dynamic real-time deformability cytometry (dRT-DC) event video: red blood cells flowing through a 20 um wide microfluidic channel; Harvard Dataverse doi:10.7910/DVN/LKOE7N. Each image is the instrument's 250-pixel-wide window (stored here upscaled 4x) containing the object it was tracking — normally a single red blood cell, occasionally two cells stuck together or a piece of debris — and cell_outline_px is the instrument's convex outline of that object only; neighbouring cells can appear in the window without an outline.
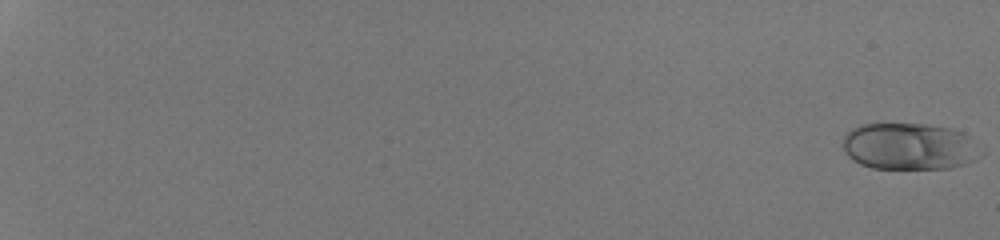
{"species": "human", "species_latin": "Homo sapiens", "temperature_condition": "room temperature", "stored_images_in_passage": 54, "camera_frame_rate_fps": 3000, "um_per_image_px": 0.085, "donor": {"sex": "male"}, "frame": {"image": 1, "passage_image": 1, "time_ms": 0.0, "image_size_px": [1000, 240], "cell_outline_px": [[984, 152], [976, 160], [964, 164], [948, 168], [872, 168], [860, 164], [852, 160], [844, 152], [844, 136], [852, 128], [860, 124], [924, 124], [952, 128], [960, 132]], "centroid_in_image_um": [77.26, 12.45], "position_along_channel_um": 7.7, "area_um2": 37.4}}
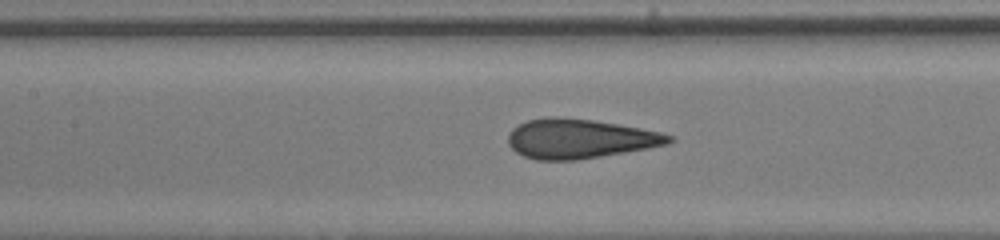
{"frame": {"image": 2, "passage_image": 31, "time_ms": 10.0, "image_size_px": [1000, 240], "cell_outline_px": [[676, 140], [668, 144], [648, 148], [576, 160], [536, 160], [524, 156], [516, 152], [508, 144], [508, 136], [512, 128], [528, 120], [552, 116], [556, 116], [592, 120], [640, 128], [660, 132], [672, 136]], "centroid_in_image_um": [49.26, 11.79], "position_along_channel_um": 158.1, "area_um2": 36.76}}
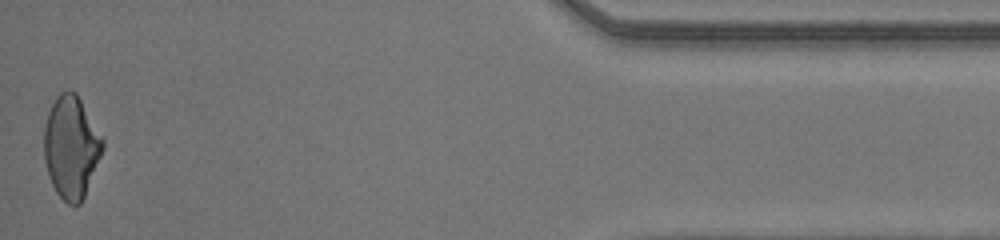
{"frame": {"image": 3, "passage_image": 54, "time_ms": 17.667, "image_size_px": [1000, 240], "cell_outline_px": [[104, 148], [84, 196], [80, 204], [68, 204], [56, 192], [48, 176], [44, 160], [44, 128], [48, 112], [56, 96], [60, 92], [68, 88], [76, 92], [104, 136]], "centroid_in_image_um": [6.06, 12.45], "position_along_channel_um": 429.1, "area_um2": 35.32}, "authors_computed_cell_mechanics": {"area_um2": 36.9342, "velocity_mm_per_s": 4.2839, "shape_relaxation_time_tau1_ms": 4.9981, "shape_relaxation_time_tau2_ms": null, "deformation_change_tau1": 0.1794, "deformation_change_tau2": null}}